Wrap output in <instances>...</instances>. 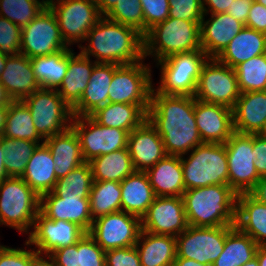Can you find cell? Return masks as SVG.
Listing matches in <instances>:
<instances>
[{
	"label": "cell",
	"mask_w": 266,
	"mask_h": 266,
	"mask_svg": "<svg viewBox=\"0 0 266 266\" xmlns=\"http://www.w3.org/2000/svg\"><path fill=\"white\" fill-rule=\"evenodd\" d=\"M266 53V34L244 26L216 58L235 68L238 64Z\"/></svg>",
	"instance_id": "30"
},
{
	"label": "cell",
	"mask_w": 266,
	"mask_h": 266,
	"mask_svg": "<svg viewBox=\"0 0 266 266\" xmlns=\"http://www.w3.org/2000/svg\"><path fill=\"white\" fill-rule=\"evenodd\" d=\"M98 124L130 133L146 119L147 113L137 104L107 103L89 115Z\"/></svg>",
	"instance_id": "35"
},
{
	"label": "cell",
	"mask_w": 266,
	"mask_h": 266,
	"mask_svg": "<svg viewBox=\"0 0 266 266\" xmlns=\"http://www.w3.org/2000/svg\"><path fill=\"white\" fill-rule=\"evenodd\" d=\"M3 137L44 143L36 131L30 110L22 100L12 101L9 104Z\"/></svg>",
	"instance_id": "39"
},
{
	"label": "cell",
	"mask_w": 266,
	"mask_h": 266,
	"mask_svg": "<svg viewBox=\"0 0 266 266\" xmlns=\"http://www.w3.org/2000/svg\"><path fill=\"white\" fill-rule=\"evenodd\" d=\"M54 0H0V16L23 28Z\"/></svg>",
	"instance_id": "43"
},
{
	"label": "cell",
	"mask_w": 266,
	"mask_h": 266,
	"mask_svg": "<svg viewBox=\"0 0 266 266\" xmlns=\"http://www.w3.org/2000/svg\"><path fill=\"white\" fill-rule=\"evenodd\" d=\"M52 154L45 143L39 144L26 165L21 178L39 196L52 192L57 178Z\"/></svg>",
	"instance_id": "32"
},
{
	"label": "cell",
	"mask_w": 266,
	"mask_h": 266,
	"mask_svg": "<svg viewBox=\"0 0 266 266\" xmlns=\"http://www.w3.org/2000/svg\"><path fill=\"white\" fill-rule=\"evenodd\" d=\"M172 266H213V264H208V263L201 264L193 259L176 258Z\"/></svg>",
	"instance_id": "58"
},
{
	"label": "cell",
	"mask_w": 266,
	"mask_h": 266,
	"mask_svg": "<svg viewBox=\"0 0 266 266\" xmlns=\"http://www.w3.org/2000/svg\"><path fill=\"white\" fill-rule=\"evenodd\" d=\"M45 257V258H44ZM30 266H56L53 258L49 254H39L35 248H31V264Z\"/></svg>",
	"instance_id": "55"
},
{
	"label": "cell",
	"mask_w": 266,
	"mask_h": 266,
	"mask_svg": "<svg viewBox=\"0 0 266 266\" xmlns=\"http://www.w3.org/2000/svg\"><path fill=\"white\" fill-rule=\"evenodd\" d=\"M237 195L229 185H211L185 190L181 197L188 225L235 226Z\"/></svg>",
	"instance_id": "3"
},
{
	"label": "cell",
	"mask_w": 266,
	"mask_h": 266,
	"mask_svg": "<svg viewBox=\"0 0 266 266\" xmlns=\"http://www.w3.org/2000/svg\"><path fill=\"white\" fill-rule=\"evenodd\" d=\"M71 127L79 137L85 162L127 148L129 135L127 131L100 125L90 116H73Z\"/></svg>",
	"instance_id": "13"
},
{
	"label": "cell",
	"mask_w": 266,
	"mask_h": 266,
	"mask_svg": "<svg viewBox=\"0 0 266 266\" xmlns=\"http://www.w3.org/2000/svg\"><path fill=\"white\" fill-rule=\"evenodd\" d=\"M259 245L236 226L226 235L223 252L213 266H241L255 257Z\"/></svg>",
	"instance_id": "38"
},
{
	"label": "cell",
	"mask_w": 266,
	"mask_h": 266,
	"mask_svg": "<svg viewBox=\"0 0 266 266\" xmlns=\"http://www.w3.org/2000/svg\"><path fill=\"white\" fill-rule=\"evenodd\" d=\"M234 0H202L204 15L227 12ZM206 5V6H205Z\"/></svg>",
	"instance_id": "54"
},
{
	"label": "cell",
	"mask_w": 266,
	"mask_h": 266,
	"mask_svg": "<svg viewBox=\"0 0 266 266\" xmlns=\"http://www.w3.org/2000/svg\"><path fill=\"white\" fill-rule=\"evenodd\" d=\"M69 50L63 49L57 53L31 58L34 75L41 88L57 89L67 71Z\"/></svg>",
	"instance_id": "37"
},
{
	"label": "cell",
	"mask_w": 266,
	"mask_h": 266,
	"mask_svg": "<svg viewBox=\"0 0 266 266\" xmlns=\"http://www.w3.org/2000/svg\"><path fill=\"white\" fill-rule=\"evenodd\" d=\"M21 36L20 53L30 59L70 48L64 42L57 18L49 7L22 28Z\"/></svg>",
	"instance_id": "15"
},
{
	"label": "cell",
	"mask_w": 266,
	"mask_h": 266,
	"mask_svg": "<svg viewBox=\"0 0 266 266\" xmlns=\"http://www.w3.org/2000/svg\"><path fill=\"white\" fill-rule=\"evenodd\" d=\"M232 110L234 132L266 134V90L241 93Z\"/></svg>",
	"instance_id": "23"
},
{
	"label": "cell",
	"mask_w": 266,
	"mask_h": 266,
	"mask_svg": "<svg viewBox=\"0 0 266 266\" xmlns=\"http://www.w3.org/2000/svg\"><path fill=\"white\" fill-rule=\"evenodd\" d=\"M31 249L0 245V266H30Z\"/></svg>",
	"instance_id": "50"
},
{
	"label": "cell",
	"mask_w": 266,
	"mask_h": 266,
	"mask_svg": "<svg viewBox=\"0 0 266 266\" xmlns=\"http://www.w3.org/2000/svg\"><path fill=\"white\" fill-rule=\"evenodd\" d=\"M100 13L105 16L119 0H94Z\"/></svg>",
	"instance_id": "57"
},
{
	"label": "cell",
	"mask_w": 266,
	"mask_h": 266,
	"mask_svg": "<svg viewBox=\"0 0 266 266\" xmlns=\"http://www.w3.org/2000/svg\"><path fill=\"white\" fill-rule=\"evenodd\" d=\"M143 39L144 58L151 56L157 62L179 53L202 51L200 22L168 17L150 28Z\"/></svg>",
	"instance_id": "4"
},
{
	"label": "cell",
	"mask_w": 266,
	"mask_h": 266,
	"mask_svg": "<svg viewBox=\"0 0 266 266\" xmlns=\"http://www.w3.org/2000/svg\"><path fill=\"white\" fill-rule=\"evenodd\" d=\"M5 153L4 167L9 177H21L28 160L38 147L39 143L25 139L2 138Z\"/></svg>",
	"instance_id": "42"
},
{
	"label": "cell",
	"mask_w": 266,
	"mask_h": 266,
	"mask_svg": "<svg viewBox=\"0 0 266 266\" xmlns=\"http://www.w3.org/2000/svg\"><path fill=\"white\" fill-rule=\"evenodd\" d=\"M105 17L132 27L144 36V15L140 0H119Z\"/></svg>",
	"instance_id": "45"
},
{
	"label": "cell",
	"mask_w": 266,
	"mask_h": 266,
	"mask_svg": "<svg viewBox=\"0 0 266 266\" xmlns=\"http://www.w3.org/2000/svg\"><path fill=\"white\" fill-rule=\"evenodd\" d=\"M121 196L120 182L93 181L89 195L92 220L121 211Z\"/></svg>",
	"instance_id": "40"
},
{
	"label": "cell",
	"mask_w": 266,
	"mask_h": 266,
	"mask_svg": "<svg viewBox=\"0 0 266 266\" xmlns=\"http://www.w3.org/2000/svg\"><path fill=\"white\" fill-rule=\"evenodd\" d=\"M40 212L51 220L74 222L87 233L93 223L89 198H60L48 192L40 196Z\"/></svg>",
	"instance_id": "22"
},
{
	"label": "cell",
	"mask_w": 266,
	"mask_h": 266,
	"mask_svg": "<svg viewBox=\"0 0 266 266\" xmlns=\"http://www.w3.org/2000/svg\"><path fill=\"white\" fill-rule=\"evenodd\" d=\"M254 1L266 7V0H254Z\"/></svg>",
	"instance_id": "65"
},
{
	"label": "cell",
	"mask_w": 266,
	"mask_h": 266,
	"mask_svg": "<svg viewBox=\"0 0 266 266\" xmlns=\"http://www.w3.org/2000/svg\"><path fill=\"white\" fill-rule=\"evenodd\" d=\"M241 266H259L257 257L255 256L250 261L246 262L244 265H241Z\"/></svg>",
	"instance_id": "64"
},
{
	"label": "cell",
	"mask_w": 266,
	"mask_h": 266,
	"mask_svg": "<svg viewBox=\"0 0 266 266\" xmlns=\"http://www.w3.org/2000/svg\"><path fill=\"white\" fill-rule=\"evenodd\" d=\"M207 59L203 51H191L156 62L161 77L155 90L165 95L194 96L201 68Z\"/></svg>",
	"instance_id": "7"
},
{
	"label": "cell",
	"mask_w": 266,
	"mask_h": 266,
	"mask_svg": "<svg viewBox=\"0 0 266 266\" xmlns=\"http://www.w3.org/2000/svg\"><path fill=\"white\" fill-rule=\"evenodd\" d=\"M118 66L111 63L95 64L80 101L72 108L73 116H89L99 107L109 103V87Z\"/></svg>",
	"instance_id": "25"
},
{
	"label": "cell",
	"mask_w": 266,
	"mask_h": 266,
	"mask_svg": "<svg viewBox=\"0 0 266 266\" xmlns=\"http://www.w3.org/2000/svg\"><path fill=\"white\" fill-rule=\"evenodd\" d=\"M205 15L200 22L201 49L208 58H217L229 42L242 30L244 24L228 13Z\"/></svg>",
	"instance_id": "21"
},
{
	"label": "cell",
	"mask_w": 266,
	"mask_h": 266,
	"mask_svg": "<svg viewBox=\"0 0 266 266\" xmlns=\"http://www.w3.org/2000/svg\"><path fill=\"white\" fill-rule=\"evenodd\" d=\"M70 48L69 64L61 85L56 89L62 99L73 108L81 99L96 64L81 52L75 54Z\"/></svg>",
	"instance_id": "28"
},
{
	"label": "cell",
	"mask_w": 266,
	"mask_h": 266,
	"mask_svg": "<svg viewBox=\"0 0 266 266\" xmlns=\"http://www.w3.org/2000/svg\"><path fill=\"white\" fill-rule=\"evenodd\" d=\"M169 18L201 22L204 11L202 0H168Z\"/></svg>",
	"instance_id": "47"
},
{
	"label": "cell",
	"mask_w": 266,
	"mask_h": 266,
	"mask_svg": "<svg viewBox=\"0 0 266 266\" xmlns=\"http://www.w3.org/2000/svg\"><path fill=\"white\" fill-rule=\"evenodd\" d=\"M56 266H106L105 251L86 233L76 244L49 254Z\"/></svg>",
	"instance_id": "34"
},
{
	"label": "cell",
	"mask_w": 266,
	"mask_h": 266,
	"mask_svg": "<svg viewBox=\"0 0 266 266\" xmlns=\"http://www.w3.org/2000/svg\"><path fill=\"white\" fill-rule=\"evenodd\" d=\"M4 163H5V153L3 151L2 139H0V183L4 179H7L9 177L5 170Z\"/></svg>",
	"instance_id": "59"
},
{
	"label": "cell",
	"mask_w": 266,
	"mask_h": 266,
	"mask_svg": "<svg viewBox=\"0 0 266 266\" xmlns=\"http://www.w3.org/2000/svg\"><path fill=\"white\" fill-rule=\"evenodd\" d=\"M44 143L52 154L57 179L66 176L85 162L81 153L79 137L72 127L60 134L46 138Z\"/></svg>",
	"instance_id": "27"
},
{
	"label": "cell",
	"mask_w": 266,
	"mask_h": 266,
	"mask_svg": "<svg viewBox=\"0 0 266 266\" xmlns=\"http://www.w3.org/2000/svg\"><path fill=\"white\" fill-rule=\"evenodd\" d=\"M146 173L156 197H181L185 191L180 156L166 155Z\"/></svg>",
	"instance_id": "26"
},
{
	"label": "cell",
	"mask_w": 266,
	"mask_h": 266,
	"mask_svg": "<svg viewBox=\"0 0 266 266\" xmlns=\"http://www.w3.org/2000/svg\"><path fill=\"white\" fill-rule=\"evenodd\" d=\"M144 60L145 58L137 63L119 65L115 69L109 87L110 103L137 104L148 112L154 84L151 66L143 64Z\"/></svg>",
	"instance_id": "9"
},
{
	"label": "cell",
	"mask_w": 266,
	"mask_h": 266,
	"mask_svg": "<svg viewBox=\"0 0 266 266\" xmlns=\"http://www.w3.org/2000/svg\"><path fill=\"white\" fill-rule=\"evenodd\" d=\"M120 188L121 210L141 219L156 198L147 173L135 171L120 182Z\"/></svg>",
	"instance_id": "29"
},
{
	"label": "cell",
	"mask_w": 266,
	"mask_h": 266,
	"mask_svg": "<svg viewBox=\"0 0 266 266\" xmlns=\"http://www.w3.org/2000/svg\"><path fill=\"white\" fill-rule=\"evenodd\" d=\"M240 95L235 70L216 58H208L200 71L195 99L233 109Z\"/></svg>",
	"instance_id": "10"
},
{
	"label": "cell",
	"mask_w": 266,
	"mask_h": 266,
	"mask_svg": "<svg viewBox=\"0 0 266 266\" xmlns=\"http://www.w3.org/2000/svg\"><path fill=\"white\" fill-rule=\"evenodd\" d=\"M93 184L92 170L89 162L58 178L53 192L60 198H89Z\"/></svg>",
	"instance_id": "41"
},
{
	"label": "cell",
	"mask_w": 266,
	"mask_h": 266,
	"mask_svg": "<svg viewBox=\"0 0 266 266\" xmlns=\"http://www.w3.org/2000/svg\"><path fill=\"white\" fill-rule=\"evenodd\" d=\"M11 102V98L8 96L4 85L0 81V106H9Z\"/></svg>",
	"instance_id": "61"
},
{
	"label": "cell",
	"mask_w": 266,
	"mask_h": 266,
	"mask_svg": "<svg viewBox=\"0 0 266 266\" xmlns=\"http://www.w3.org/2000/svg\"><path fill=\"white\" fill-rule=\"evenodd\" d=\"M49 8L68 46L84 42L91 28L103 17L94 0H54Z\"/></svg>",
	"instance_id": "11"
},
{
	"label": "cell",
	"mask_w": 266,
	"mask_h": 266,
	"mask_svg": "<svg viewBox=\"0 0 266 266\" xmlns=\"http://www.w3.org/2000/svg\"><path fill=\"white\" fill-rule=\"evenodd\" d=\"M188 227L182 197H156L141 218V230L177 237Z\"/></svg>",
	"instance_id": "18"
},
{
	"label": "cell",
	"mask_w": 266,
	"mask_h": 266,
	"mask_svg": "<svg viewBox=\"0 0 266 266\" xmlns=\"http://www.w3.org/2000/svg\"><path fill=\"white\" fill-rule=\"evenodd\" d=\"M7 57H8L7 55H4V54L0 53V74L5 69V63H6Z\"/></svg>",
	"instance_id": "63"
},
{
	"label": "cell",
	"mask_w": 266,
	"mask_h": 266,
	"mask_svg": "<svg viewBox=\"0 0 266 266\" xmlns=\"http://www.w3.org/2000/svg\"><path fill=\"white\" fill-rule=\"evenodd\" d=\"M259 266H266V246H259L256 255Z\"/></svg>",
	"instance_id": "62"
},
{
	"label": "cell",
	"mask_w": 266,
	"mask_h": 266,
	"mask_svg": "<svg viewBox=\"0 0 266 266\" xmlns=\"http://www.w3.org/2000/svg\"><path fill=\"white\" fill-rule=\"evenodd\" d=\"M144 15V35L154 25L169 17L168 0H140Z\"/></svg>",
	"instance_id": "48"
},
{
	"label": "cell",
	"mask_w": 266,
	"mask_h": 266,
	"mask_svg": "<svg viewBox=\"0 0 266 266\" xmlns=\"http://www.w3.org/2000/svg\"><path fill=\"white\" fill-rule=\"evenodd\" d=\"M181 157L185 190L211 185H229L225 144L202 143Z\"/></svg>",
	"instance_id": "5"
},
{
	"label": "cell",
	"mask_w": 266,
	"mask_h": 266,
	"mask_svg": "<svg viewBox=\"0 0 266 266\" xmlns=\"http://www.w3.org/2000/svg\"><path fill=\"white\" fill-rule=\"evenodd\" d=\"M127 148L136 171L146 172L167 155L162 138L148 119L129 133Z\"/></svg>",
	"instance_id": "20"
},
{
	"label": "cell",
	"mask_w": 266,
	"mask_h": 266,
	"mask_svg": "<svg viewBox=\"0 0 266 266\" xmlns=\"http://www.w3.org/2000/svg\"><path fill=\"white\" fill-rule=\"evenodd\" d=\"M140 231L141 219L121 210L94 219L88 234L106 252L135 246Z\"/></svg>",
	"instance_id": "16"
},
{
	"label": "cell",
	"mask_w": 266,
	"mask_h": 266,
	"mask_svg": "<svg viewBox=\"0 0 266 266\" xmlns=\"http://www.w3.org/2000/svg\"><path fill=\"white\" fill-rule=\"evenodd\" d=\"M235 226L259 246H266V204L249 193L238 194Z\"/></svg>",
	"instance_id": "31"
},
{
	"label": "cell",
	"mask_w": 266,
	"mask_h": 266,
	"mask_svg": "<svg viewBox=\"0 0 266 266\" xmlns=\"http://www.w3.org/2000/svg\"><path fill=\"white\" fill-rule=\"evenodd\" d=\"M105 264L106 266H142L136 246L106 251Z\"/></svg>",
	"instance_id": "49"
},
{
	"label": "cell",
	"mask_w": 266,
	"mask_h": 266,
	"mask_svg": "<svg viewBox=\"0 0 266 266\" xmlns=\"http://www.w3.org/2000/svg\"><path fill=\"white\" fill-rule=\"evenodd\" d=\"M253 153L258 175L261 178L266 177V134H253Z\"/></svg>",
	"instance_id": "51"
},
{
	"label": "cell",
	"mask_w": 266,
	"mask_h": 266,
	"mask_svg": "<svg viewBox=\"0 0 266 266\" xmlns=\"http://www.w3.org/2000/svg\"><path fill=\"white\" fill-rule=\"evenodd\" d=\"M89 164L93 181L121 182L136 171L128 148L95 157Z\"/></svg>",
	"instance_id": "36"
},
{
	"label": "cell",
	"mask_w": 266,
	"mask_h": 266,
	"mask_svg": "<svg viewBox=\"0 0 266 266\" xmlns=\"http://www.w3.org/2000/svg\"><path fill=\"white\" fill-rule=\"evenodd\" d=\"M88 45L79 44L81 53L94 56L96 63L133 64L144 59L143 35L136 29L103 16L88 32Z\"/></svg>",
	"instance_id": "2"
},
{
	"label": "cell",
	"mask_w": 266,
	"mask_h": 266,
	"mask_svg": "<svg viewBox=\"0 0 266 266\" xmlns=\"http://www.w3.org/2000/svg\"><path fill=\"white\" fill-rule=\"evenodd\" d=\"M0 81L12 101L23 100L41 88L34 75L30 58L21 53L7 57Z\"/></svg>",
	"instance_id": "24"
},
{
	"label": "cell",
	"mask_w": 266,
	"mask_h": 266,
	"mask_svg": "<svg viewBox=\"0 0 266 266\" xmlns=\"http://www.w3.org/2000/svg\"><path fill=\"white\" fill-rule=\"evenodd\" d=\"M235 226L195 227L176 237V258L193 259L198 263L213 264L223 252L226 235Z\"/></svg>",
	"instance_id": "12"
},
{
	"label": "cell",
	"mask_w": 266,
	"mask_h": 266,
	"mask_svg": "<svg viewBox=\"0 0 266 266\" xmlns=\"http://www.w3.org/2000/svg\"><path fill=\"white\" fill-rule=\"evenodd\" d=\"M229 174V186L237 193H249L261 179L255 168L253 134L234 132L224 143Z\"/></svg>",
	"instance_id": "14"
},
{
	"label": "cell",
	"mask_w": 266,
	"mask_h": 266,
	"mask_svg": "<svg viewBox=\"0 0 266 266\" xmlns=\"http://www.w3.org/2000/svg\"><path fill=\"white\" fill-rule=\"evenodd\" d=\"M234 70L241 93L266 90V53L238 64Z\"/></svg>",
	"instance_id": "44"
},
{
	"label": "cell",
	"mask_w": 266,
	"mask_h": 266,
	"mask_svg": "<svg viewBox=\"0 0 266 266\" xmlns=\"http://www.w3.org/2000/svg\"><path fill=\"white\" fill-rule=\"evenodd\" d=\"M136 248L142 266H172L176 259V237L140 231Z\"/></svg>",
	"instance_id": "33"
},
{
	"label": "cell",
	"mask_w": 266,
	"mask_h": 266,
	"mask_svg": "<svg viewBox=\"0 0 266 266\" xmlns=\"http://www.w3.org/2000/svg\"><path fill=\"white\" fill-rule=\"evenodd\" d=\"M249 194L258 202L266 204V177H262Z\"/></svg>",
	"instance_id": "56"
},
{
	"label": "cell",
	"mask_w": 266,
	"mask_h": 266,
	"mask_svg": "<svg viewBox=\"0 0 266 266\" xmlns=\"http://www.w3.org/2000/svg\"><path fill=\"white\" fill-rule=\"evenodd\" d=\"M9 106H0V139L3 138L4 127L6 123V116Z\"/></svg>",
	"instance_id": "60"
},
{
	"label": "cell",
	"mask_w": 266,
	"mask_h": 266,
	"mask_svg": "<svg viewBox=\"0 0 266 266\" xmlns=\"http://www.w3.org/2000/svg\"><path fill=\"white\" fill-rule=\"evenodd\" d=\"M253 2L254 0H234L226 13L245 25Z\"/></svg>",
	"instance_id": "53"
},
{
	"label": "cell",
	"mask_w": 266,
	"mask_h": 266,
	"mask_svg": "<svg viewBox=\"0 0 266 266\" xmlns=\"http://www.w3.org/2000/svg\"><path fill=\"white\" fill-rule=\"evenodd\" d=\"M40 212V196L21 177L0 183V225L29 234Z\"/></svg>",
	"instance_id": "6"
},
{
	"label": "cell",
	"mask_w": 266,
	"mask_h": 266,
	"mask_svg": "<svg viewBox=\"0 0 266 266\" xmlns=\"http://www.w3.org/2000/svg\"><path fill=\"white\" fill-rule=\"evenodd\" d=\"M194 106V96L165 95L153 87L147 119L162 138L167 155H187L203 143Z\"/></svg>",
	"instance_id": "1"
},
{
	"label": "cell",
	"mask_w": 266,
	"mask_h": 266,
	"mask_svg": "<svg viewBox=\"0 0 266 266\" xmlns=\"http://www.w3.org/2000/svg\"><path fill=\"white\" fill-rule=\"evenodd\" d=\"M29 232L26 246L36 245L39 254H50L61 247L76 244L87 232L74 222L51 220L39 212Z\"/></svg>",
	"instance_id": "17"
},
{
	"label": "cell",
	"mask_w": 266,
	"mask_h": 266,
	"mask_svg": "<svg viewBox=\"0 0 266 266\" xmlns=\"http://www.w3.org/2000/svg\"><path fill=\"white\" fill-rule=\"evenodd\" d=\"M22 28L0 16V53L13 56L20 54Z\"/></svg>",
	"instance_id": "46"
},
{
	"label": "cell",
	"mask_w": 266,
	"mask_h": 266,
	"mask_svg": "<svg viewBox=\"0 0 266 266\" xmlns=\"http://www.w3.org/2000/svg\"><path fill=\"white\" fill-rule=\"evenodd\" d=\"M22 101L30 110L36 131L43 140L71 127L72 108L56 89L40 88Z\"/></svg>",
	"instance_id": "8"
},
{
	"label": "cell",
	"mask_w": 266,
	"mask_h": 266,
	"mask_svg": "<svg viewBox=\"0 0 266 266\" xmlns=\"http://www.w3.org/2000/svg\"><path fill=\"white\" fill-rule=\"evenodd\" d=\"M244 26L266 34V7L254 1Z\"/></svg>",
	"instance_id": "52"
},
{
	"label": "cell",
	"mask_w": 266,
	"mask_h": 266,
	"mask_svg": "<svg viewBox=\"0 0 266 266\" xmlns=\"http://www.w3.org/2000/svg\"><path fill=\"white\" fill-rule=\"evenodd\" d=\"M194 114L203 143L224 144L234 133L229 107L195 99Z\"/></svg>",
	"instance_id": "19"
}]
</instances>
